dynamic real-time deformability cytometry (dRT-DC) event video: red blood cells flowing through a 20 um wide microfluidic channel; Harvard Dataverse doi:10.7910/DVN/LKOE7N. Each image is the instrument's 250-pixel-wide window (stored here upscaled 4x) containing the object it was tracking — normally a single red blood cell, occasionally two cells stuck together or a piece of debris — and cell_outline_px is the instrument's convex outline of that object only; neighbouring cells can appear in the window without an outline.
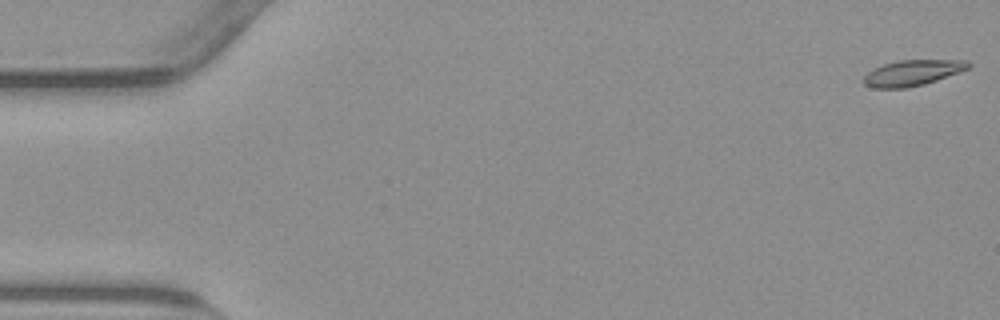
{"species": "common noctule bat (a hibernating species)", "species_latin": "Nyctalus noctula", "temperature_condition": "warm", "stored_images_in_passage": 55, "camera_frame_rate_fps": 3000, "um_per_image_px": 0.085, "animal": {"sex": "male", "body_mass_g": 23.1, "forearm_length_mm": 52.7}, "frame": {"image": 1, "passage_image": 1, "time_ms": 0.0, "image_size_px": [1000, 320], "cell_outline_px": [[972, 64], [968, 68], [936, 80], [924, 84], [904, 88], [872, 88], [864, 84], [864, 76], [872, 68], [884, 64], [900, 60], [968, 60]], "centroid_in_image_um": [77.53, 6.18], "position_along_channel_um": 7.5, "area_um2": 15.55}}
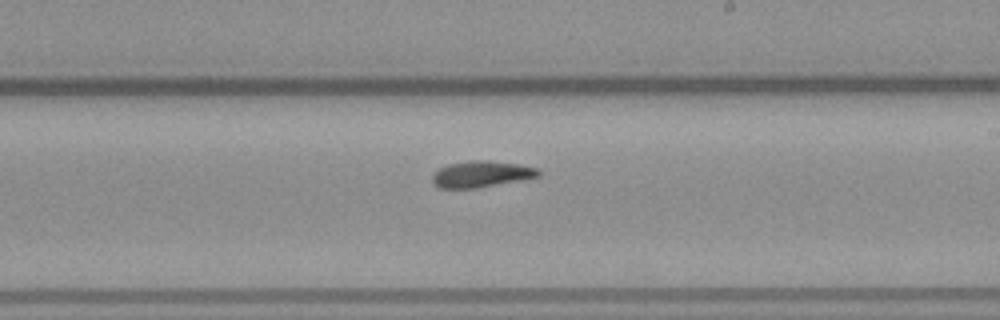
{"frame": {"image": 2, "passage_image": 32, "time_ms": 10.333, "image_size_px": [1000, 320], "cell_outline_px": [[540, 176], [520, 180], [476, 188], [440, 188], [432, 180], [432, 176], [440, 168], [448, 164], [472, 160], [488, 160], [516, 164], [536, 168], [540, 172]], "centroid_in_image_um": [40.9, 14.79], "position_along_channel_um": 248.1, "area_um2": 15.95}}
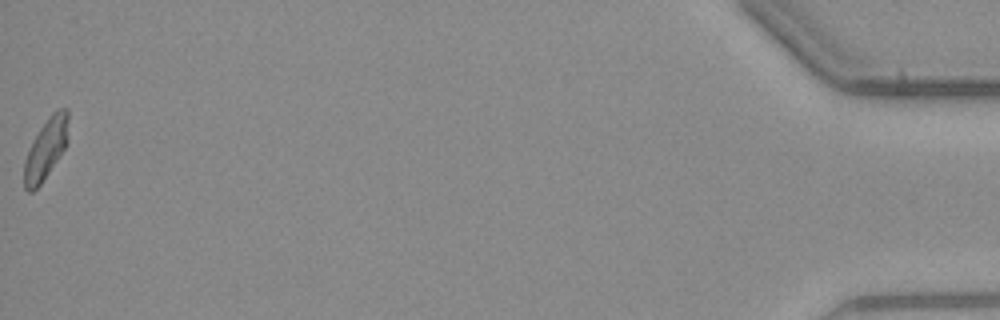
{"frame": {"image": 3, "passage_image": 55, "time_ms": 18.0, "image_size_px": [1000, 320], "cell_outline_px": [[68, 140], [64, 148], [40, 184], [32, 192], [28, 192], [24, 188], [24, 160], [32, 140], [48, 116], [56, 108], [68, 108]], "centroid_in_image_um": [3.89, 12.6], "position_along_channel_um": 431.3, "area_um2": 15.55}, "authors_computed_cell_mechanics": {"area_um2": 15.8372, "velocity_mm_per_s": 3.7912, "shape_relaxation_time_tau1_ms": 6.8669, "shape_relaxation_time_tau2_ms": 3.9008, "deformation_change_tau1": 0.194, "deformation_change_tau2": 0.115}}